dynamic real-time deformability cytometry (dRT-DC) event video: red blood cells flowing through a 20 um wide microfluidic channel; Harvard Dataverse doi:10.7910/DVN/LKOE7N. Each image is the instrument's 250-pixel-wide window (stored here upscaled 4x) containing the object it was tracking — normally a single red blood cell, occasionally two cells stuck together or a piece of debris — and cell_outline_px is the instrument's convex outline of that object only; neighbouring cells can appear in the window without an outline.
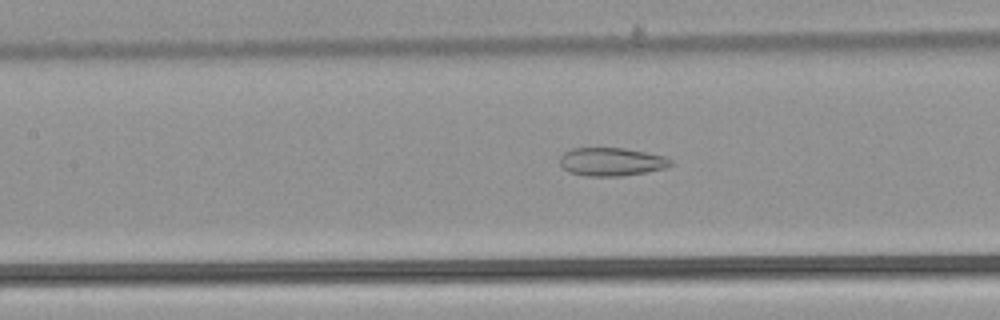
{"species": "common noctule bat (a hibernating species)", "species_latin": "Nyctalus noctula", "temperature_condition": "warm", "stored_images_in_passage": 48, "camera_frame_rate_fps": 3000, "um_per_image_px": 0.085, "animal": {"sex": "male", "body_mass_g": 21.5, "forearm_length_mm": 52.0}, "frame": {"image": 1, "passage_image": 25, "time_ms": 8.0, "image_size_px": [1000, 320], "cell_outline_px": [[672, 164], [664, 168], [644, 172], [620, 176], [584, 176], [568, 172], [560, 164], [560, 156], [564, 152], [572, 148], [624, 148], [664, 156], [672, 160]], "centroid_in_image_um": [51.93, 13.75], "position_along_channel_um": 155.5, "area_um2": 18.15}}
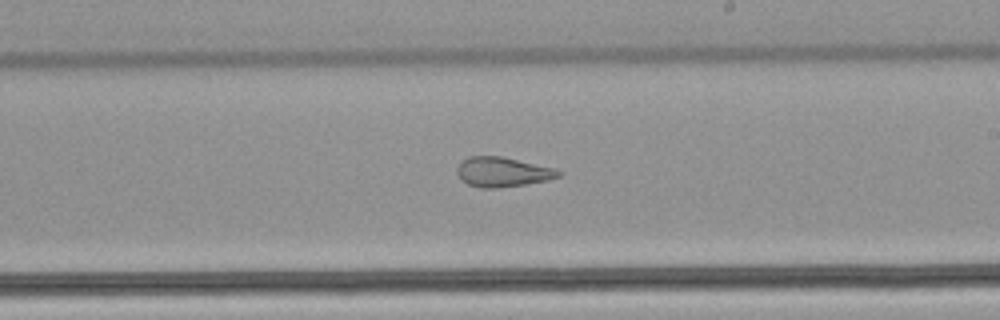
{"frame": {"image": 2, "passage_image": 32, "time_ms": 10.333, "image_size_px": [1000, 320], "cell_outline_px": [[564, 172], [560, 176], [548, 180], [524, 184], [496, 188], [480, 188], [468, 184], [460, 180], [456, 172], [456, 168], [460, 160], [468, 156], [500, 156], [552, 168]], "centroid_in_image_um": [42.65, 14.62], "position_along_channel_um": 246.4, "area_um2": 17.57}}
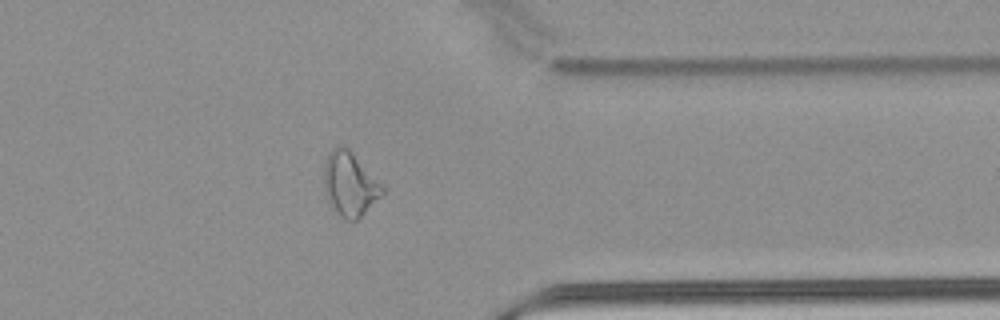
{"frame": {"image": 3, "passage_image": 43, "time_ms": 14.0, "image_size_px": [1000, 320], "cell_outline_px": [[384, 192], [356, 220], [344, 220], [340, 216], [324, 192], [324, 164], [328, 152], [336, 144], [344, 144], [384, 184]], "centroid_in_image_um": [29.73, 15.58], "position_along_channel_um": 381.7, "area_um2": 21.79}, "authors_computed_cell_mechanics": {"area_um2": 22.3686, "velocity_mm_per_s": 3.9063, "shape_relaxation_time_tau1_ms": null, "shape_relaxation_time_tau2_ms": 1.9929, "deformation_change_tau1": null, "deformation_change_tau2": 0.1117}}